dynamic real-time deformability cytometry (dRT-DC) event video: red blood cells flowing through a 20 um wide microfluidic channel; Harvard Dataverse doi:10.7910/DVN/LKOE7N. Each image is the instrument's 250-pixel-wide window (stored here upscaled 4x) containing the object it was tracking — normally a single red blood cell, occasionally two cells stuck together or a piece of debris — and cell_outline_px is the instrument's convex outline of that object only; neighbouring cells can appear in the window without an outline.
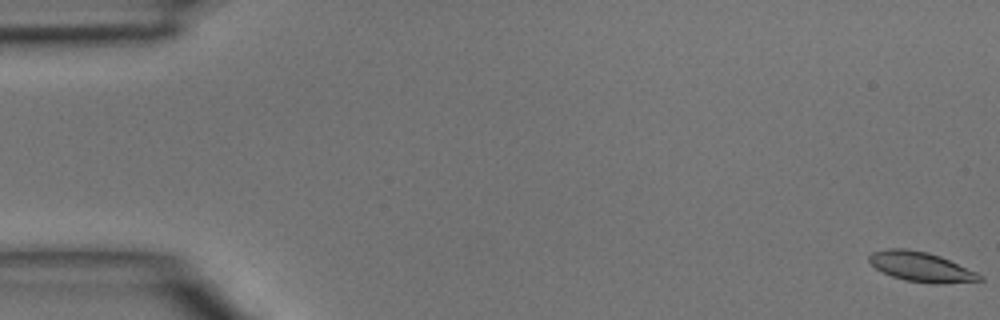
{"species": "common noctule bat (a hibernating species)", "species_latin": "Nyctalus noctula", "temperature_condition": "room temperature", "stored_images_in_passage": 49, "camera_frame_rate_fps": 3000, "um_per_image_px": 0.085, "animal": {"sex": "male", "body_mass_g": 15.6}, "frame": {"image": 1, "passage_image": 1, "time_ms": 0.0, "image_size_px": [1000, 320], "cell_outline_px": [[984, 280], [940, 284], [932, 284], [904, 280], [892, 276], [876, 268], [868, 260], [868, 256], [872, 252], [888, 248], [904, 248], [928, 252], [940, 256], [976, 272], [984, 276]], "centroid_in_image_um": [78.29, 22.68], "position_along_channel_um": 6.7, "area_um2": 19.13}}
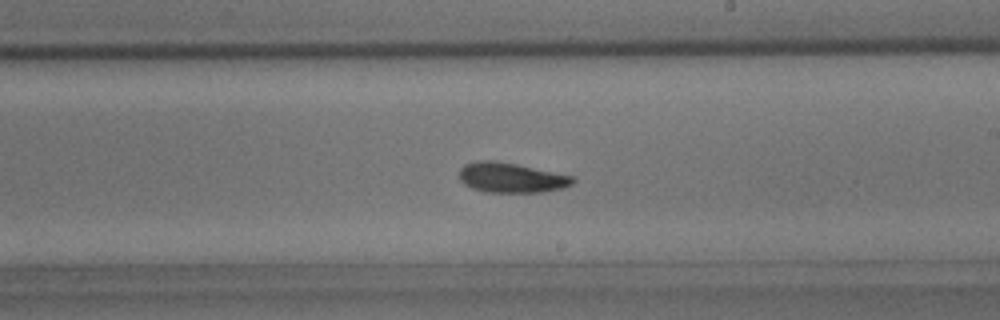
{"frame": {"image": 2, "passage_image": 28, "time_ms": 9.0, "image_size_px": [1000, 320], "cell_outline_px": [[576, 180], [572, 184], [564, 188], [544, 192], [488, 192], [472, 188], [464, 184], [460, 180], [460, 168], [464, 164], [476, 160], [496, 160], [516, 164], [572, 176]], "centroid_in_image_um": [43.44, 15.1], "position_along_channel_um": 245.6, "area_um2": 19.83}}
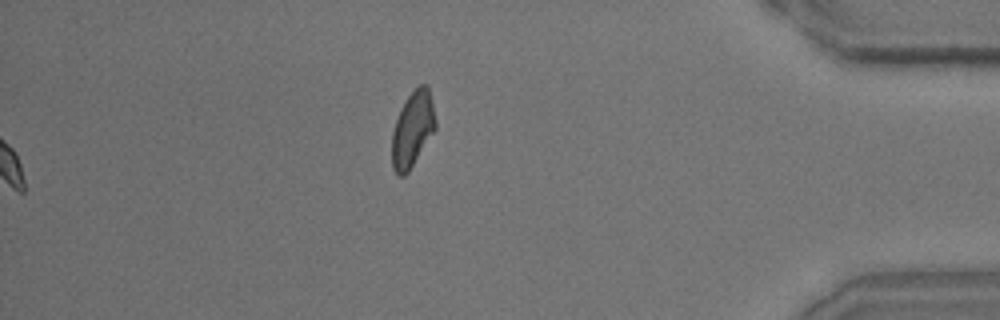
{"frame": {"image": 3, "passage_image": 49, "time_ms": 16.0, "image_size_px": [1000, 320], "cell_outline_px": [[436, 128], [408, 172], [404, 176], [400, 176], [392, 168], [392, 132], [396, 120], [408, 96], [420, 84], [428, 84], [436, 120]], "centroid_in_image_um": [35.07, 10.99], "position_along_channel_um": 400.1, "area_um2": 18.84}}